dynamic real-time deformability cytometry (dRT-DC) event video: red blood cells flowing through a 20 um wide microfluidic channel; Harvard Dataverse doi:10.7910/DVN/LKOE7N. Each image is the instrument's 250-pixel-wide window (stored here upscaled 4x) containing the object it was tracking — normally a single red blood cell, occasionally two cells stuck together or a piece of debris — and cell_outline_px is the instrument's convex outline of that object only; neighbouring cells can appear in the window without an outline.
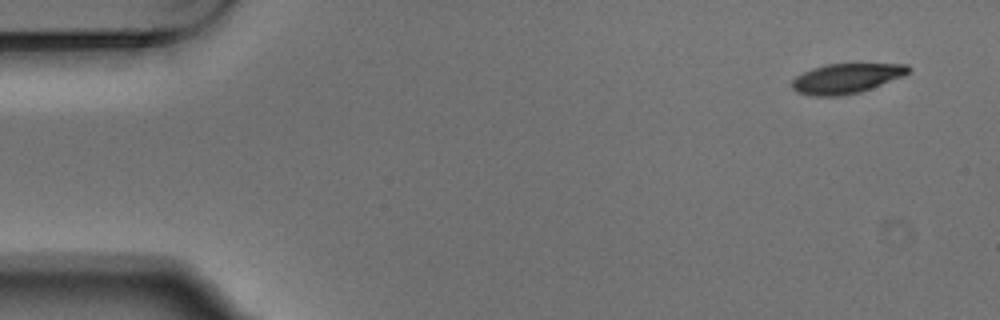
{"species": "Egyptian fruit bat (a non-hibernating species)", "species_latin": "Rousettus aegyptiacus", "temperature_condition": "warm", "stored_images_in_passage": 6, "camera_frame_rate_fps": 3000, "um_per_image_px": 0.085, "animal": {"sex": "male"}, "frame": {"image": 1, "passage_image": 1, "time_ms": 0.0, "image_size_px": [1000, 320], "cell_outline_px": [[908, 72], [904, 76], [860, 92], [840, 96], [812, 96], [796, 92], [792, 88], [792, 80], [796, 76], [812, 68], [824, 64], [908, 64]], "centroid_in_image_um": [71.9, 6.67], "position_along_channel_um": 13.1, "area_um2": 20.17}}
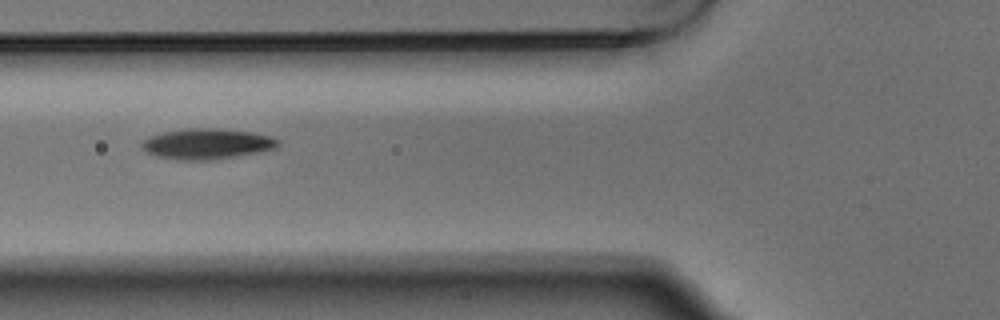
{"frame": {"image": 2, "passage_image": 4, "time_ms": 1.0, "image_size_px": [1000, 320], "cell_outline_px": [[280, 144], [276, 148], [260, 152], [212, 160], [176, 160], [156, 156], [148, 152], [140, 144], [144, 140], [152, 136], [164, 132], [188, 128], [216, 128], [252, 132], [268, 136], [280, 140]], "centroid_in_image_um": [17.62, 12.23], "position_along_channel_um": 108.2, "area_um2": 24.16}}
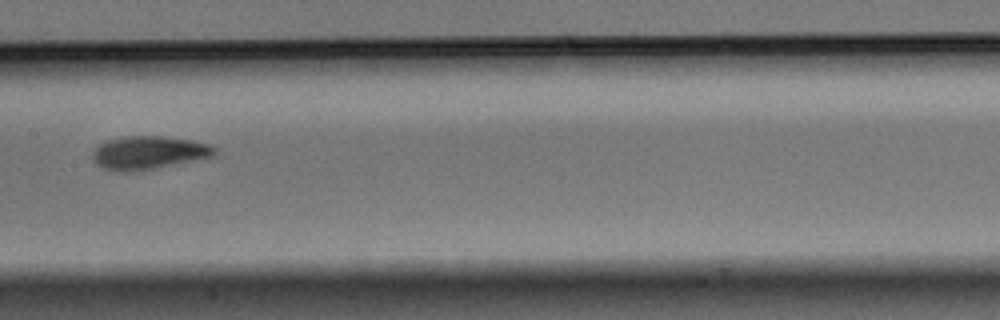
{"frame": {"image": 3, "passage_image": 6, "time_ms": 1.667, "image_size_px": [1000, 320], "cell_outline_px": [[216, 152], [212, 156], [152, 168], [128, 172], [120, 172], [104, 168], [96, 164], [92, 156], [92, 152], [100, 144], [108, 140], [128, 136], [160, 136], [192, 140], [208, 144], [216, 148]], "centroid_in_image_um": [12.59, 12.97], "position_along_channel_um": 194.8, "area_um2": 23.06}}